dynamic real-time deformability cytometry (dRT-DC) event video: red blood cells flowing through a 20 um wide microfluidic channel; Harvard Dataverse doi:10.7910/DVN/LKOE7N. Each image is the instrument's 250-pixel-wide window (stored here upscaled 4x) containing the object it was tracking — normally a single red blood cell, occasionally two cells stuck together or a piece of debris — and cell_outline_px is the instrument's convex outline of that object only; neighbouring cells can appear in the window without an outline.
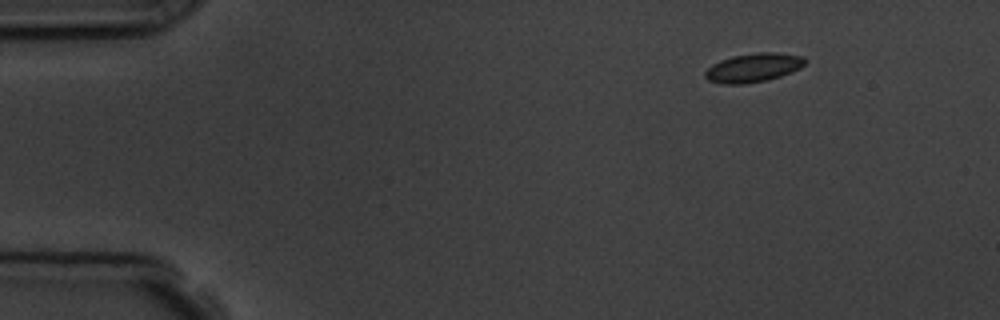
{"species": "common noctule bat (a hibernating species)", "species_latin": "Nyctalus noctula", "temperature_condition": "room temperature", "stored_images_in_passage": 14, "camera_frame_rate_fps": 3000, "um_per_image_px": 0.085, "animal": {"sex": "male", "body_mass_g": 19.5, "forearm_length_mm": 54.6}, "frame": {"image": 1, "passage_image": 1, "time_ms": 0.0, "image_size_px": [1000, 320], "cell_outline_px": [[808, 60], [800, 68], [792, 72], [768, 80], [744, 84], [720, 84], [708, 80], [704, 76], [704, 72], [712, 64], [720, 60], [732, 56], [756, 52], [776, 52], [804, 56]], "centroid_in_image_um": [64.04, 5.75], "position_along_channel_um": 21.0, "area_um2": 17.05}, "authors_computed_cell_mechanics": {"area_um2": 16.0684, "velocity_mm_per_s": 3.7492, "shape_relaxation_time_tau1_ms": 1.4739, "shape_relaxation_time_tau2_ms": null, "deformation_change_tau1": 0.0404, "deformation_change_tau2": null}}